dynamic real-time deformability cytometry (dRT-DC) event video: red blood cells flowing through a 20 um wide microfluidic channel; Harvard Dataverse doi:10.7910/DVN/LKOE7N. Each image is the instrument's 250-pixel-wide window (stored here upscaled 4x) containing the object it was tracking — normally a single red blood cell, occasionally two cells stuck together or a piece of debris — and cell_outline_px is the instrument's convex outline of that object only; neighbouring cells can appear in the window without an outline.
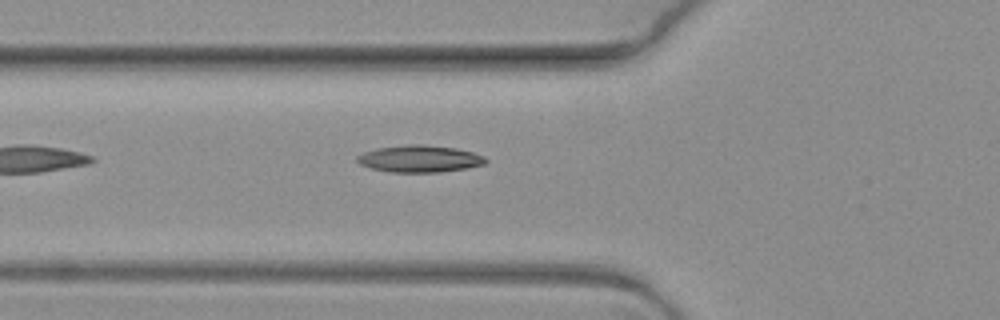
{"species": "common noctule bat (a hibernating species)", "species_latin": "Nyctalus noctula", "temperature_condition": "warm", "stored_images_in_passage": 6, "camera_frame_rate_fps": 3000, "um_per_image_px": 0.085, "animal": {"sex": "female", "body_mass_g": 19.3, "forearm_length_mm": 54.1}, "frame": {"image": 1, "passage_image": 6, "time_ms": 1.667, "image_size_px": [1000, 320], "cell_outline_px": [[488, 160], [484, 164], [468, 168], [440, 172], [392, 172], [372, 168], [360, 164], [356, 160], [356, 156], [364, 152], [376, 148], [408, 144], [420, 144], [456, 148], [472, 152], [484, 156]], "centroid_in_image_um": [35.67, 13.49], "position_along_channel_um": 90.1, "area_um2": 20.17}}